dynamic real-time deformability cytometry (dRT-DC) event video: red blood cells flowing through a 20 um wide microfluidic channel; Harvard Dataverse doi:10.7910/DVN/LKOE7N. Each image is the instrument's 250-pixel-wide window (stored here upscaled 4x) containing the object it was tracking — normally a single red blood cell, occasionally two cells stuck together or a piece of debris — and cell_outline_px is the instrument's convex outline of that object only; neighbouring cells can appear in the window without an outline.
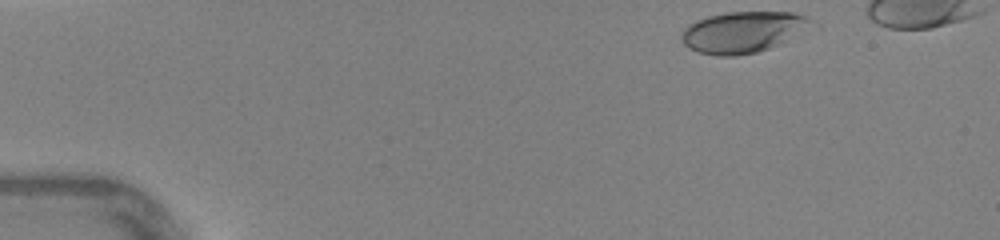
{"species": "human", "species_latin": "Homo sapiens", "temperature_condition": "warm", "stored_images_in_passage": 34, "camera_frame_rate_fps": 3000, "um_per_image_px": 0.085, "donor": {"sex": "female"}, "frame": {"image": 1, "passage_image": 1, "time_ms": 0.0, "image_size_px": [1000, 240], "cell_outline_px": [[820, 28], [768, 48], [756, 52], [736, 56], [716, 56], [696, 52], [688, 48], [684, 44], [680, 36], [684, 28], [688, 24], [696, 20], [708, 16], [724, 12], [792, 12], [804, 16], [820, 24]], "centroid_in_image_um": [63.26, 2.72], "position_along_channel_um": 21.7, "area_um2": 32.14}}
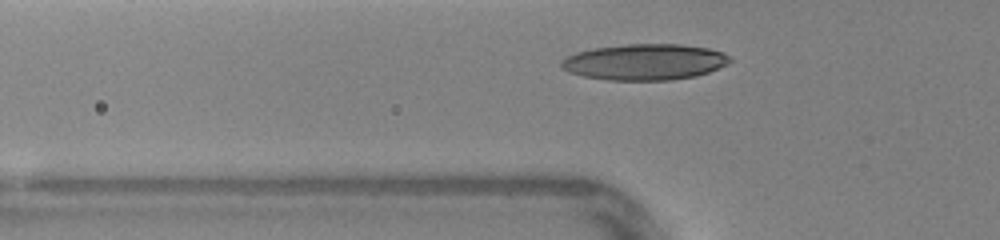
{"frame": {"image": 2, "passage_image": 11, "time_ms": 3.333, "image_size_px": [1000, 240], "cell_outline_px": [[732, 60], [728, 64], [708, 72], [696, 76], [668, 80], [608, 80], [584, 76], [568, 72], [560, 68], [560, 60], [576, 52], [592, 48], [624, 44], [680, 44], [708, 48], [724, 52]], "centroid_in_image_um": [54.78, 5.26], "position_along_channel_um": 71.0, "area_um2": 35.6}}
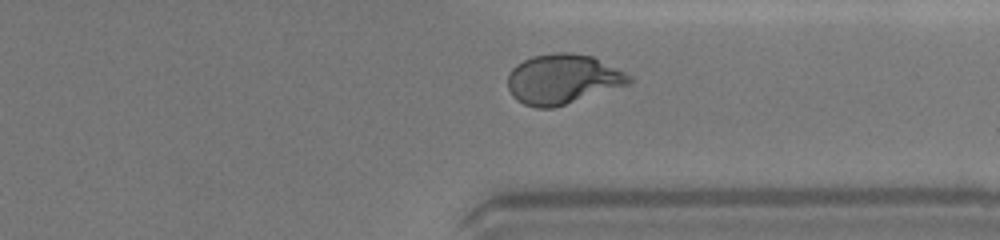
{"frame": {"image": 3, "passage_image": 31, "time_ms": 10.0, "image_size_px": [1000, 240], "cell_outline_px": [[632, 84], [552, 108], [536, 108], [524, 104], [516, 100], [512, 96], [508, 88], [508, 72], [516, 64], [532, 56], [556, 52], [568, 52], [592, 56], [632, 76]], "centroid_in_image_um": [47.82, 6.73], "position_along_channel_um": 363.6, "area_um2": 35.37}, "authors_computed_cell_mechanics": {"area_um2": 33.6685, "velocity_mm_per_s": 4.3763, "shape_relaxation_time_tau1_ms": 4.2266, "shape_relaxation_time_tau2_ms": null, "deformation_change_tau1": 0.2097, "deformation_change_tau2": null}}